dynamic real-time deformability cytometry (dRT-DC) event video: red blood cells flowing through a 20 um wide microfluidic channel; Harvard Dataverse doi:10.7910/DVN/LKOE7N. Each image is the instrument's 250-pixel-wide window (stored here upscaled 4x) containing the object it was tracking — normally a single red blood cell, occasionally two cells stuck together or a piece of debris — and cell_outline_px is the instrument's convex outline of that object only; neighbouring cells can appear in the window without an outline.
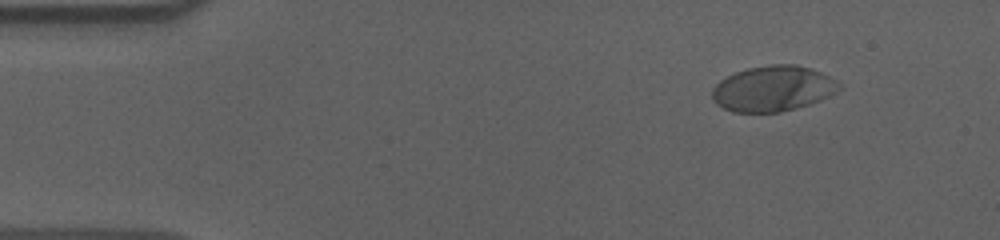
{"species": "human", "species_latin": "Homo sapiens", "temperature_condition": "cold", "stored_images_in_passage": 51, "camera_frame_rate_fps": 3000, "um_per_image_px": 0.085, "donor": {"sex": "male"}, "frame": {"image": 1, "passage_image": 1, "time_ms": 0.0, "image_size_px": [1000, 240], "cell_outline_px": [[840, 88], [836, 92], [820, 100], [796, 108], [780, 112], [732, 112], [716, 104], [712, 100], [712, 88], [720, 80], [736, 72], [748, 68], [772, 64], [796, 64], [820, 72], [836, 80], [840, 84]], "centroid_in_image_um": [65.68, 7.53], "position_along_channel_um": 19.3, "area_um2": 33.52}}
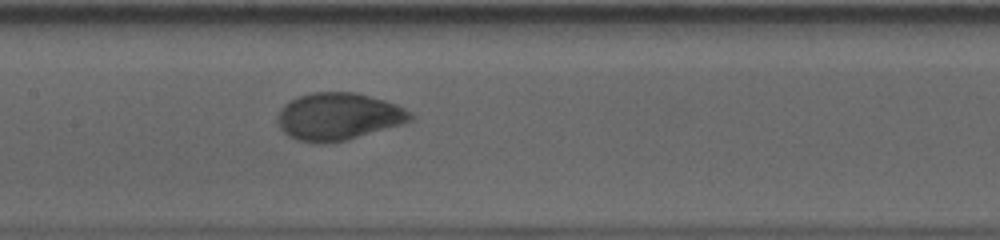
{"frame": {"image": 2, "passage_image": 22, "time_ms": 7.0, "image_size_px": [1000, 240], "cell_outline_px": [[416, 116], [412, 120], [400, 124], [348, 140], [328, 144], [312, 144], [296, 140], [288, 136], [280, 128], [276, 120], [280, 108], [284, 104], [300, 96], [312, 92], [352, 92], [384, 100], [396, 104]], "centroid_in_image_um": [28.72, 9.93], "position_along_channel_um": 178.7, "area_um2": 36.76}}
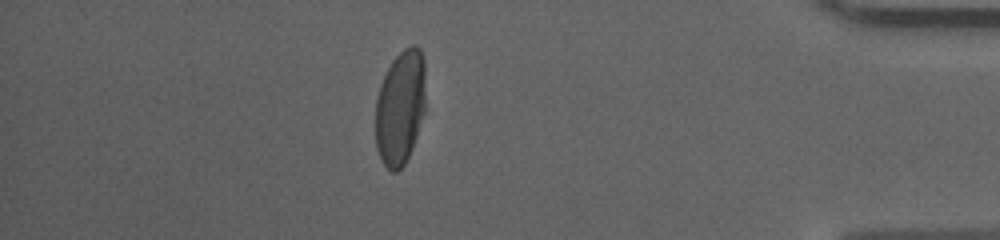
{"frame": {"image": 3, "passage_image": 44, "time_ms": 14.333, "image_size_px": [1000, 240], "cell_outline_px": [[424, 112], [412, 148], [404, 164], [396, 172], [392, 172], [380, 160], [376, 148], [376, 96], [380, 84], [392, 60], [404, 48], [412, 44], [416, 44], [420, 48], [424, 60]], "centroid_in_image_um": [34.01, 9.12], "position_along_channel_um": 401.2, "area_um2": 33.47}, "authors_computed_cell_mechanics": {"area_um2": 35.836, "velocity_mm_per_s": 3.5932, "shape_relaxation_time_tau1_ms": 5.4862, "shape_relaxation_time_tau2_ms": null, "deformation_change_tau1": 0.1785, "deformation_change_tau2": null}}